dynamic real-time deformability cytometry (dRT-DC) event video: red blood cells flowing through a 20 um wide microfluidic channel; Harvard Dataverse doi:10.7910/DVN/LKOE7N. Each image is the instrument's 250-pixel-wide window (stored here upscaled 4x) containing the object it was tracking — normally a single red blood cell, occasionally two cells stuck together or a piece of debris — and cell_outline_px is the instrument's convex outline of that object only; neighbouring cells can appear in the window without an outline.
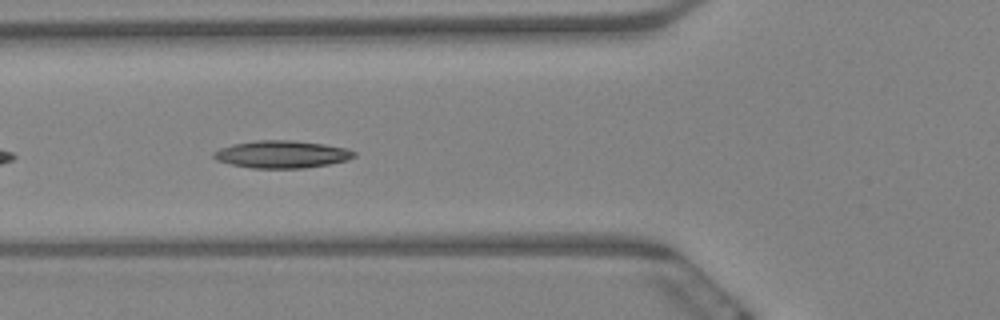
{"species": "Egyptian fruit bat (a non-hibernating species)", "species_latin": "Rousettus aegyptiacus", "temperature_condition": "warm", "stored_images_in_passage": 45, "camera_frame_rate_fps": 3000, "um_per_image_px": 0.085, "animal": {"sex": "female"}, "frame": {"image": 1, "passage_image": 6, "time_ms": 1.667, "image_size_px": [1000, 320], "cell_outline_px": [[356, 156], [348, 160], [328, 164], [304, 168], [252, 168], [232, 164], [216, 160], [212, 156], [212, 152], [220, 148], [232, 144], [256, 140], [292, 140], [324, 144], [348, 148], [356, 152]], "centroid_in_image_um": [23.96, 13.11], "position_along_channel_um": 101.8, "area_um2": 22.54}}
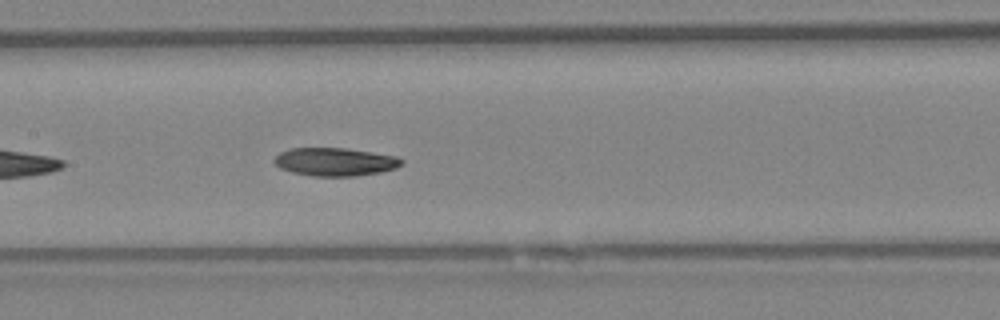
{"frame": {"image": 2, "passage_image": 13, "time_ms": 4.0, "image_size_px": [1000, 320], "cell_outline_px": [[404, 164], [396, 168], [380, 172], [356, 176], [312, 176], [292, 172], [280, 168], [272, 160], [280, 152], [288, 148], [344, 148], [372, 152], [396, 156], [404, 160]], "centroid_in_image_um": [28.48, 13.75], "position_along_channel_um": 178.9, "area_um2": 20.98}}
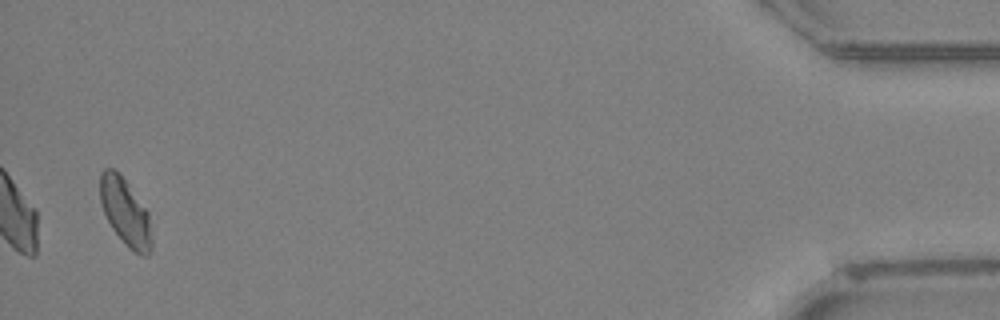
{"frame": {"image": 3, "passage_image": 43, "time_ms": 14.0, "image_size_px": [1000, 320], "cell_outline_px": [[152, 248], [148, 256], [140, 256], [128, 248], [124, 244], [112, 228], [104, 212], [100, 200], [100, 172], [104, 168], [112, 168], [128, 184], [148, 212], [152, 240]], "centroid_in_image_um": [10.66, 18.08], "position_along_channel_um": 424.5, "area_um2": 20.06}, "authors_computed_cell_mechanics": {"area_um2": 20.6924, "velocity_mm_per_s": 3.3201, "shape_relaxation_time_tau1_ms": 9.2176, "shape_relaxation_time_tau2_ms": 11.1285, "deformation_change_tau1": 0.1943, "deformation_change_tau2": 0.1842}}